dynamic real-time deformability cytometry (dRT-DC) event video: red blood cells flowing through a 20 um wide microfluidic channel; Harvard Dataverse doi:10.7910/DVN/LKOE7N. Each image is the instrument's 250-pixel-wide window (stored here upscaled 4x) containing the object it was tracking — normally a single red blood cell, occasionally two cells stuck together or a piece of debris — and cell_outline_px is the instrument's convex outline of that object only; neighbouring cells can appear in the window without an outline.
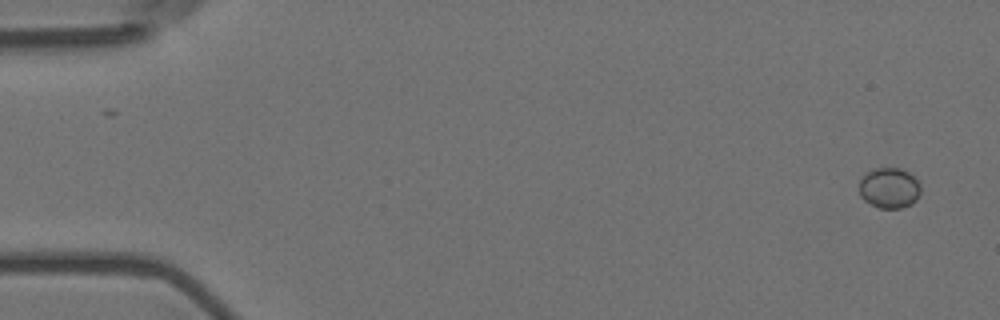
{"species": "Egyptian fruit bat (a non-hibernating species)", "species_latin": "Rousettus aegyptiacus", "temperature_condition": "room temperature", "stored_images_in_passage": 2, "camera_frame_rate_fps": 3000, "um_per_image_px": 0.085, "animal": {"sex": "female"}, "frame": {"image": 1, "passage_image": 2, "time_ms": 0.333, "image_size_px": [1000, 320], "cell_outline_px": [[920, 192], [916, 200], [912, 204], [900, 208], [880, 208], [864, 200], [860, 196], [860, 180], [868, 172], [876, 168], [900, 168], [908, 172], [920, 184]], "centroid_in_image_um": [75.6, 15.98], "position_along_channel_um": 9.4, "area_um2": 14.33}}